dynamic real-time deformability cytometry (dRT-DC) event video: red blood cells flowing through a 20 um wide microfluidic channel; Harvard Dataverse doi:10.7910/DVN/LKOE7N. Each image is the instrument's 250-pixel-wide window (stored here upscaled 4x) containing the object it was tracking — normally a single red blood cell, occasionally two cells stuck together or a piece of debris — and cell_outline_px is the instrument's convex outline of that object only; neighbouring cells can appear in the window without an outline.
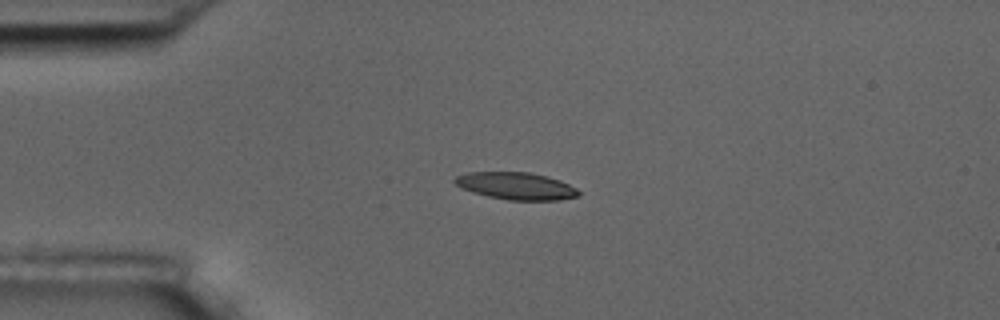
{"species": "common noctule bat (a hibernating species)", "species_latin": "Nyctalus noctula", "temperature_condition": "room temperature", "stored_images_in_passage": 4, "camera_frame_rate_fps": 3000, "um_per_image_px": 0.085, "animal": {"sex": "male", "body_mass_g": 17.5, "forearm_length_mm": 52.3}, "frame": {"image": 1, "passage_image": 4, "time_ms": 4.333, "image_size_px": [1000, 320], "cell_outline_px": [[580, 196], [560, 200], [508, 200], [488, 196], [460, 188], [452, 180], [456, 176], [468, 172], [528, 172], [548, 176], [560, 180], [576, 188], [580, 192]], "centroid_in_image_um": [43.88, 15.8], "position_along_channel_um": 41.1, "area_um2": 19.71}}